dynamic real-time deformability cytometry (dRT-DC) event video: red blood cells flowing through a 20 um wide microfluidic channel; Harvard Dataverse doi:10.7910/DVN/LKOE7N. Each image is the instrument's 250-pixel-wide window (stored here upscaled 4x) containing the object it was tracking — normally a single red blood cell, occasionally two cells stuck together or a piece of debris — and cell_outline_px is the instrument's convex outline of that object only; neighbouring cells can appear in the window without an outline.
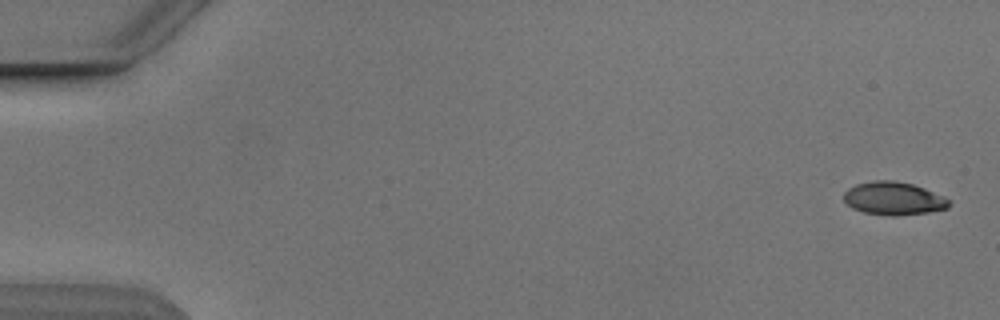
{"species": "Egyptian fruit bat (a non-hibernating species)", "species_latin": "Rousettus aegyptiacus", "temperature_condition": "cold", "stored_images_in_passage": 8, "camera_frame_rate_fps": 3000, "um_per_image_px": 0.085, "animal": {"sex": "male"}, "frame": {"image": 1, "passage_image": 1, "time_ms": 0.0, "image_size_px": [1000, 320], "cell_outline_px": [[952, 200], [948, 208], [928, 212], [896, 216], [892, 216], [864, 212], [852, 208], [844, 200], [844, 192], [848, 188], [856, 184], [872, 180], [892, 180], [912, 184], [924, 188], [944, 196]], "centroid_in_image_um": [75.97, 16.86], "position_along_channel_um": 9.0, "area_um2": 20.35}}